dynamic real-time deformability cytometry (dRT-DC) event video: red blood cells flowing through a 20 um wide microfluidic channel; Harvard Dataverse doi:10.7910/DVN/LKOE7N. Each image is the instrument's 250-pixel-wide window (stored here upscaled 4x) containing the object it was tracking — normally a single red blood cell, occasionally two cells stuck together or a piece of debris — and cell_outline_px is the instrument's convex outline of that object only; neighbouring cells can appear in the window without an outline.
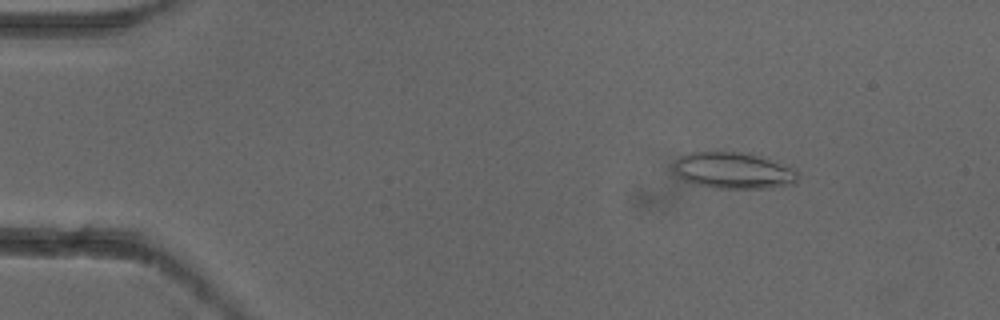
{"species": "common noctule bat (a hibernating species)", "species_latin": "Nyctalus noctula", "temperature_condition": "cold", "stored_images_in_passage": 6, "camera_frame_rate_fps": 3000, "um_per_image_px": 0.085, "animal": {"sex": "female"}, "frame": {"image": 1, "passage_image": 2, "time_ms": 0.333, "image_size_px": [1000, 320], "cell_outline_px": [[800, 172], [796, 180], [792, 184], [768, 188], [716, 188], [692, 184], [684, 180], [676, 172], [676, 160], [680, 156], [688, 152], [748, 152], [796, 168]], "centroid_in_image_um": [62.39, 14.49], "position_along_channel_um": 22.6, "area_um2": 26.41}}
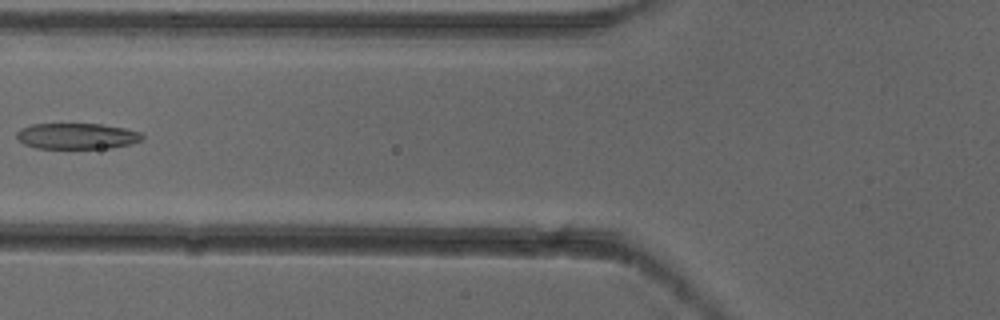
{"frame": {"image": 2, "passage_image": 6, "time_ms": 1.667, "image_size_px": [1000, 320], "cell_outline_px": [[144, 140], [112, 148], [36, 148], [24, 144], [16, 136], [16, 132], [20, 128], [32, 124], [100, 124], [124, 128], [140, 132], [144, 136]], "centroid_in_image_um": [6.54, 11.57], "position_along_channel_um": 119.3, "area_um2": 18.96}}